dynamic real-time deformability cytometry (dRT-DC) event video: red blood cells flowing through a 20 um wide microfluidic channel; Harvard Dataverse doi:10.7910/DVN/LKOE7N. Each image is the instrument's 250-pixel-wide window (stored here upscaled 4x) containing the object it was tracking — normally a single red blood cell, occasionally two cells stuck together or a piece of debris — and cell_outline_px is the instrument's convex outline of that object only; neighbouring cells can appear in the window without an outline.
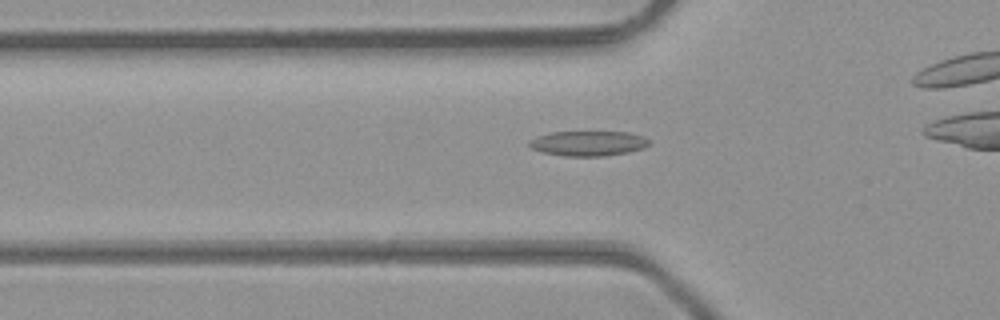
{"species": "common noctule bat (a hibernating species)", "species_latin": "Nyctalus noctula", "temperature_condition": "room temperature", "stored_images_in_passage": 28, "camera_frame_rate_fps": 3000, "um_per_image_px": 0.085, "animal": {"sex": "male", "body_mass_g": 23.1, "forearm_length_mm": 52.7}, "frame": {"image": 1, "passage_image": 5, "time_ms": 1.333, "image_size_px": [1000, 320], "cell_outline_px": [[652, 144], [644, 148], [628, 152], [604, 156], [564, 156], [544, 152], [532, 148], [528, 144], [528, 140], [536, 136], [552, 132], [632, 132], [644, 136], [652, 140]], "centroid_in_image_um": [50.06, 12.18], "position_along_channel_um": 75.7, "area_um2": 17.69}}
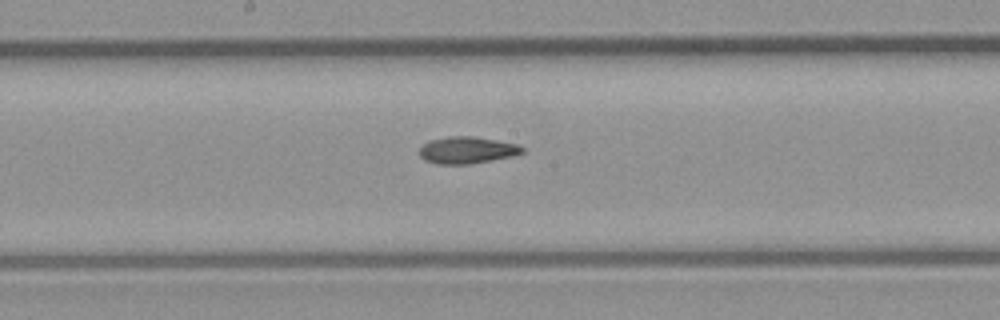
{"frame": {"image": 2, "passage_image": 14, "time_ms": 4.333, "image_size_px": [1000, 320], "cell_outline_px": [[524, 152], [512, 156], [492, 160], [468, 164], [436, 164], [424, 160], [420, 156], [420, 148], [428, 140], [448, 136], [476, 136], [516, 144], [524, 148]], "centroid_in_image_um": [39.67, 12.75], "position_along_channel_um": 208.5, "area_um2": 16.13}}
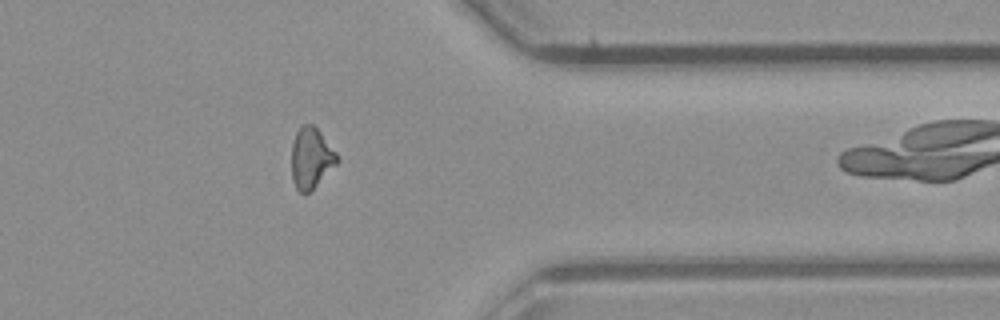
{"frame": {"image": 3, "passage_image": 27, "time_ms": 8.667, "image_size_px": [1000, 320], "cell_outline_px": [[336, 164], [308, 192], [300, 192], [296, 188], [292, 180], [292, 144], [296, 132], [304, 124], [312, 124], [320, 132], [336, 152]], "centroid_in_image_um": [26.41, 13.41], "position_along_channel_um": 385.0, "area_um2": 15.55}}